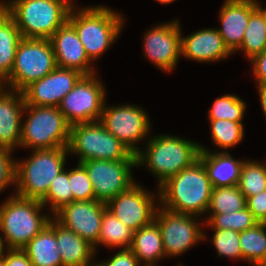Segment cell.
Instances as JSON below:
<instances>
[{"label": "cell", "instance_id": "cell-44", "mask_svg": "<svg viewBox=\"0 0 266 266\" xmlns=\"http://www.w3.org/2000/svg\"><path fill=\"white\" fill-rule=\"evenodd\" d=\"M2 238L3 237H1V235H0V260L4 256V254H5V251H6L5 249H7V248H5L6 245H5V243H4V241H3Z\"/></svg>", "mask_w": 266, "mask_h": 266}, {"label": "cell", "instance_id": "cell-21", "mask_svg": "<svg viewBox=\"0 0 266 266\" xmlns=\"http://www.w3.org/2000/svg\"><path fill=\"white\" fill-rule=\"evenodd\" d=\"M231 54L216 28L202 29L186 37L181 35V56L191 60L209 63Z\"/></svg>", "mask_w": 266, "mask_h": 266}, {"label": "cell", "instance_id": "cell-6", "mask_svg": "<svg viewBox=\"0 0 266 266\" xmlns=\"http://www.w3.org/2000/svg\"><path fill=\"white\" fill-rule=\"evenodd\" d=\"M39 200L12 194L0 206V231L7 249H23L52 218ZM42 213V215L40 214Z\"/></svg>", "mask_w": 266, "mask_h": 266}, {"label": "cell", "instance_id": "cell-25", "mask_svg": "<svg viewBox=\"0 0 266 266\" xmlns=\"http://www.w3.org/2000/svg\"><path fill=\"white\" fill-rule=\"evenodd\" d=\"M130 249L143 266H157L158 260L166 257L158 224L153 221L136 230Z\"/></svg>", "mask_w": 266, "mask_h": 266}, {"label": "cell", "instance_id": "cell-46", "mask_svg": "<svg viewBox=\"0 0 266 266\" xmlns=\"http://www.w3.org/2000/svg\"><path fill=\"white\" fill-rule=\"evenodd\" d=\"M6 88L5 80L0 77V93Z\"/></svg>", "mask_w": 266, "mask_h": 266}, {"label": "cell", "instance_id": "cell-9", "mask_svg": "<svg viewBox=\"0 0 266 266\" xmlns=\"http://www.w3.org/2000/svg\"><path fill=\"white\" fill-rule=\"evenodd\" d=\"M57 67L50 39L22 38L19 42L6 88L23 91Z\"/></svg>", "mask_w": 266, "mask_h": 266}, {"label": "cell", "instance_id": "cell-7", "mask_svg": "<svg viewBox=\"0 0 266 266\" xmlns=\"http://www.w3.org/2000/svg\"><path fill=\"white\" fill-rule=\"evenodd\" d=\"M20 147L34 150L68 147L71 125L58 107L26 105Z\"/></svg>", "mask_w": 266, "mask_h": 266}, {"label": "cell", "instance_id": "cell-41", "mask_svg": "<svg viewBox=\"0 0 266 266\" xmlns=\"http://www.w3.org/2000/svg\"><path fill=\"white\" fill-rule=\"evenodd\" d=\"M1 260L4 266H33L23 249H7Z\"/></svg>", "mask_w": 266, "mask_h": 266}, {"label": "cell", "instance_id": "cell-35", "mask_svg": "<svg viewBox=\"0 0 266 266\" xmlns=\"http://www.w3.org/2000/svg\"><path fill=\"white\" fill-rule=\"evenodd\" d=\"M44 206L50 204L52 216L63 206L73 202V193L70 190L69 170L58 174L49 186L47 195L40 201Z\"/></svg>", "mask_w": 266, "mask_h": 266}, {"label": "cell", "instance_id": "cell-2", "mask_svg": "<svg viewBox=\"0 0 266 266\" xmlns=\"http://www.w3.org/2000/svg\"><path fill=\"white\" fill-rule=\"evenodd\" d=\"M72 7L68 22L74 27L89 59L94 62L118 39L124 17L109 7Z\"/></svg>", "mask_w": 266, "mask_h": 266}, {"label": "cell", "instance_id": "cell-5", "mask_svg": "<svg viewBox=\"0 0 266 266\" xmlns=\"http://www.w3.org/2000/svg\"><path fill=\"white\" fill-rule=\"evenodd\" d=\"M68 147L32 150L27 160L15 161V195L41 201L53 179L64 170Z\"/></svg>", "mask_w": 266, "mask_h": 266}, {"label": "cell", "instance_id": "cell-14", "mask_svg": "<svg viewBox=\"0 0 266 266\" xmlns=\"http://www.w3.org/2000/svg\"><path fill=\"white\" fill-rule=\"evenodd\" d=\"M155 198L157 199L147 189L135 183L128 190L110 199L106 206L122 223L135 232L155 220L157 207H160L157 206Z\"/></svg>", "mask_w": 266, "mask_h": 266}, {"label": "cell", "instance_id": "cell-11", "mask_svg": "<svg viewBox=\"0 0 266 266\" xmlns=\"http://www.w3.org/2000/svg\"><path fill=\"white\" fill-rule=\"evenodd\" d=\"M196 217L199 216L174 213L158 207L154 221L160 228L166 257L183 254L198 242L206 240L207 236Z\"/></svg>", "mask_w": 266, "mask_h": 266}, {"label": "cell", "instance_id": "cell-30", "mask_svg": "<svg viewBox=\"0 0 266 266\" xmlns=\"http://www.w3.org/2000/svg\"><path fill=\"white\" fill-rule=\"evenodd\" d=\"M246 207V198L237 185L212 188L207 212L225 214L236 212Z\"/></svg>", "mask_w": 266, "mask_h": 266}, {"label": "cell", "instance_id": "cell-22", "mask_svg": "<svg viewBox=\"0 0 266 266\" xmlns=\"http://www.w3.org/2000/svg\"><path fill=\"white\" fill-rule=\"evenodd\" d=\"M199 148L198 159L203 163L213 188L238 185L245 160L233 159L226 151H209L201 144Z\"/></svg>", "mask_w": 266, "mask_h": 266}, {"label": "cell", "instance_id": "cell-10", "mask_svg": "<svg viewBox=\"0 0 266 266\" xmlns=\"http://www.w3.org/2000/svg\"><path fill=\"white\" fill-rule=\"evenodd\" d=\"M105 96V88L96 73L83 75L63 97L58 108L71 126L100 121L106 104Z\"/></svg>", "mask_w": 266, "mask_h": 266}, {"label": "cell", "instance_id": "cell-1", "mask_svg": "<svg viewBox=\"0 0 266 266\" xmlns=\"http://www.w3.org/2000/svg\"><path fill=\"white\" fill-rule=\"evenodd\" d=\"M212 184L198 159L167 179L158 190V205L174 213L202 216L207 213Z\"/></svg>", "mask_w": 266, "mask_h": 266}, {"label": "cell", "instance_id": "cell-34", "mask_svg": "<svg viewBox=\"0 0 266 266\" xmlns=\"http://www.w3.org/2000/svg\"><path fill=\"white\" fill-rule=\"evenodd\" d=\"M246 107L245 101L240 97L234 94L223 95L214 101L212 108L208 112V120L243 122Z\"/></svg>", "mask_w": 266, "mask_h": 266}, {"label": "cell", "instance_id": "cell-16", "mask_svg": "<svg viewBox=\"0 0 266 266\" xmlns=\"http://www.w3.org/2000/svg\"><path fill=\"white\" fill-rule=\"evenodd\" d=\"M181 27L178 20L152 27L144 34V54L162 71L171 72L181 56Z\"/></svg>", "mask_w": 266, "mask_h": 266}, {"label": "cell", "instance_id": "cell-12", "mask_svg": "<svg viewBox=\"0 0 266 266\" xmlns=\"http://www.w3.org/2000/svg\"><path fill=\"white\" fill-rule=\"evenodd\" d=\"M147 114L142 108L132 104L114 107L104 104L100 122L136 155L141 150L136 146L137 143L149 137L151 125Z\"/></svg>", "mask_w": 266, "mask_h": 266}, {"label": "cell", "instance_id": "cell-28", "mask_svg": "<svg viewBox=\"0 0 266 266\" xmlns=\"http://www.w3.org/2000/svg\"><path fill=\"white\" fill-rule=\"evenodd\" d=\"M244 55L251 60L254 56L266 50V29L263 18V8L258 3L257 8L250 14L241 46Z\"/></svg>", "mask_w": 266, "mask_h": 266}, {"label": "cell", "instance_id": "cell-13", "mask_svg": "<svg viewBox=\"0 0 266 266\" xmlns=\"http://www.w3.org/2000/svg\"><path fill=\"white\" fill-rule=\"evenodd\" d=\"M81 164L93 185L95 200L107 203L135 184L132 168L137 167V160H87Z\"/></svg>", "mask_w": 266, "mask_h": 266}, {"label": "cell", "instance_id": "cell-26", "mask_svg": "<svg viewBox=\"0 0 266 266\" xmlns=\"http://www.w3.org/2000/svg\"><path fill=\"white\" fill-rule=\"evenodd\" d=\"M21 39L22 35L15 20L6 12L0 18V77L4 80L12 71L16 49Z\"/></svg>", "mask_w": 266, "mask_h": 266}, {"label": "cell", "instance_id": "cell-24", "mask_svg": "<svg viewBox=\"0 0 266 266\" xmlns=\"http://www.w3.org/2000/svg\"><path fill=\"white\" fill-rule=\"evenodd\" d=\"M33 266H63L55 235V219L23 248Z\"/></svg>", "mask_w": 266, "mask_h": 266}, {"label": "cell", "instance_id": "cell-3", "mask_svg": "<svg viewBox=\"0 0 266 266\" xmlns=\"http://www.w3.org/2000/svg\"><path fill=\"white\" fill-rule=\"evenodd\" d=\"M146 148L136 154L137 167L145 165L158 179V187L171 176L198 160L199 144L192 140L160 134L148 140ZM148 166V167H147Z\"/></svg>", "mask_w": 266, "mask_h": 266}, {"label": "cell", "instance_id": "cell-29", "mask_svg": "<svg viewBox=\"0 0 266 266\" xmlns=\"http://www.w3.org/2000/svg\"><path fill=\"white\" fill-rule=\"evenodd\" d=\"M266 223L240 232V249L243 260L260 266L266 259Z\"/></svg>", "mask_w": 266, "mask_h": 266}, {"label": "cell", "instance_id": "cell-37", "mask_svg": "<svg viewBox=\"0 0 266 266\" xmlns=\"http://www.w3.org/2000/svg\"><path fill=\"white\" fill-rule=\"evenodd\" d=\"M69 183L73 193V201L95 200L93 185L81 163H78L76 168L69 170Z\"/></svg>", "mask_w": 266, "mask_h": 266}, {"label": "cell", "instance_id": "cell-15", "mask_svg": "<svg viewBox=\"0 0 266 266\" xmlns=\"http://www.w3.org/2000/svg\"><path fill=\"white\" fill-rule=\"evenodd\" d=\"M106 203L98 200L73 201L63 206L52 218L94 246L95 252Z\"/></svg>", "mask_w": 266, "mask_h": 266}, {"label": "cell", "instance_id": "cell-36", "mask_svg": "<svg viewBox=\"0 0 266 266\" xmlns=\"http://www.w3.org/2000/svg\"><path fill=\"white\" fill-rule=\"evenodd\" d=\"M214 235L212 243L214 244L218 256L229 257L234 259H243L240 249V232L230 229H212Z\"/></svg>", "mask_w": 266, "mask_h": 266}, {"label": "cell", "instance_id": "cell-38", "mask_svg": "<svg viewBox=\"0 0 266 266\" xmlns=\"http://www.w3.org/2000/svg\"><path fill=\"white\" fill-rule=\"evenodd\" d=\"M13 151L0 148V192L9 185H15V161Z\"/></svg>", "mask_w": 266, "mask_h": 266}, {"label": "cell", "instance_id": "cell-31", "mask_svg": "<svg viewBox=\"0 0 266 266\" xmlns=\"http://www.w3.org/2000/svg\"><path fill=\"white\" fill-rule=\"evenodd\" d=\"M237 186L246 199L266 190V162L245 160Z\"/></svg>", "mask_w": 266, "mask_h": 266}, {"label": "cell", "instance_id": "cell-32", "mask_svg": "<svg viewBox=\"0 0 266 266\" xmlns=\"http://www.w3.org/2000/svg\"><path fill=\"white\" fill-rule=\"evenodd\" d=\"M205 225L211 229H230L237 232H243L254 227L258 221L253 217V214L245 207L236 212L225 214H209Z\"/></svg>", "mask_w": 266, "mask_h": 266}, {"label": "cell", "instance_id": "cell-40", "mask_svg": "<svg viewBox=\"0 0 266 266\" xmlns=\"http://www.w3.org/2000/svg\"><path fill=\"white\" fill-rule=\"evenodd\" d=\"M246 207L258 223H266V190L248 197L246 199Z\"/></svg>", "mask_w": 266, "mask_h": 266}, {"label": "cell", "instance_id": "cell-49", "mask_svg": "<svg viewBox=\"0 0 266 266\" xmlns=\"http://www.w3.org/2000/svg\"><path fill=\"white\" fill-rule=\"evenodd\" d=\"M260 266H266V259Z\"/></svg>", "mask_w": 266, "mask_h": 266}, {"label": "cell", "instance_id": "cell-23", "mask_svg": "<svg viewBox=\"0 0 266 266\" xmlns=\"http://www.w3.org/2000/svg\"><path fill=\"white\" fill-rule=\"evenodd\" d=\"M55 235L63 266H93L94 246L55 220Z\"/></svg>", "mask_w": 266, "mask_h": 266}, {"label": "cell", "instance_id": "cell-48", "mask_svg": "<svg viewBox=\"0 0 266 266\" xmlns=\"http://www.w3.org/2000/svg\"><path fill=\"white\" fill-rule=\"evenodd\" d=\"M263 18H264V25L266 29V9H263Z\"/></svg>", "mask_w": 266, "mask_h": 266}, {"label": "cell", "instance_id": "cell-43", "mask_svg": "<svg viewBox=\"0 0 266 266\" xmlns=\"http://www.w3.org/2000/svg\"><path fill=\"white\" fill-rule=\"evenodd\" d=\"M257 89L259 92V98H260V103L262 106V110L264 112L265 118H266V85H257Z\"/></svg>", "mask_w": 266, "mask_h": 266}, {"label": "cell", "instance_id": "cell-50", "mask_svg": "<svg viewBox=\"0 0 266 266\" xmlns=\"http://www.w3.org/2000/svg\"><path fill=\"white\" fill-rule=\"evenodd\" d=\"M0 266H4V265H3V261H2V260H0Z\"/></svg>", "mask_w": 266, "mask_h": 266}, {"label": "cell", "instance_id": "cell-4", "mask_svg": "<svg viewBox=\"0 0 266 266\" xmlns=\"http://www.w3.org/2000/svg\"><path fill=\"white\" fill-rule=\"evenodd\" d=\"M71 0H9L7 13L22 38L50 39L68 21Z\"/></svg>", "mask_w": 266, "mask_h": 266}, {"label": "cell", "instance_id": "cell-17", "mask_svg": "<svg viewBox=\"0 0 266 266\" xmlns=\"http://www.w3.org/2000/svg\"><path fill=\"white\" fill-rule=\"evenodd\" d=\"M82 76L79 71L57 66L23 90L25 104L58 107Z\"/></svg>", "mask_w": 266, "mask_h": 266}, {"label": "cell", "instance_id": "cell-27", "mask_svg": "<svg viewBox=\"0 0 266 266\" xmlns=\"http://www.w3.org/2000/svg\"><path fill=\"white\" fill-rule=\"evenodd\" d=\"M133 235L134 231L122 223L111 211L108 209L104 211L98 245L130 248Z\"/></svg>", "mask_w": 266, "mask_h": 266}, {"label": "cell", "instance_id": "cell-8", "mask_svg": "<svg viewBox=\"0 0 266 266\" xmlns=\"http://www.w3.org/2000/svg\"><path fill=\"white\" fill-rule=\"evenodd\" d=\"M68 149L69 153L79 156L78 163L87 160H137L136 155L100 121L72 125Z\"/></svg>", "mask_w": 266, "mask_h": 266}, {"label": "cell", "instance_id": "cell-45", "mask_svg": "<svg viewBox=\"0 0 266 266\" xmlns=\"http://www.w3.org/2000/svg\"><path fill=\"white\" fill-rule=\"evenodd\" d=\"M7 12V2H0V18Z\"/></svg>", "mask_w": 266, "mask_h": 266}, {"label": "cell", "instance_id": "cell-42", "mask_svg": "<svg viewBox=\"0 0 266 266\" xmlns=\"http://www.w3.org/2000/svg\"><path fill=\"white\" fill-rule=\"evenodd\" d=\"M249 61L252 62V74L256 78V85H266V50Z\"/></svg>", "mask_w": 266, "mask_h": 266}, {"label": "cell", "instance_id": "cell-20", "mask_svg": "<svg viewBox=\"0 0 266 266\" xmlns=\"http://www.w3.org/2000/svg\"><path fill=\"white\" fill-rule=\"evenodd\" d=\"M25 106L23 91L5 88L0 93V148L13 151L20 147Z\"/></svg>", "mask_w": 266, "mask_h": 266}, {"label": "cell", "instance_id": "cell-39", "mask_svg": "<svg viewBox=\"0 0 266 266\" xmlns=\"http://www.w3.org/2000/svg\"><path fill=\"white\" fill-rule=\"evenodd\" d=\"M95 266H140L139 260L130 248L119 250L112 258L107 261L94 263Z\"/></svg>", "mask_w": 266, "mask_h": 266}, {"label": "cell", "instance_id": "cell-33", "mask_svg": "<svg viewBox=\"0 0 266 266\" xmlns=\"http://www.w3.org/2000/svg\"><path fill=\"white\" fill-rule=\"evenodd\" d=\"M212 141L221 149H229L238 145L244 137L242 122L230 120H209Z\"/></svg>", "mask_w": 266, "mask_h": 266}, {"label": "cell", "instance_id": "cell-47", "mask_svg": "<svg viewBox=\"0 0 266 266\" xmlns=\"http://www.w3.org/2000/svg\"><path fill=\"white\" fill-rule=\"evenodd\" d=\"M157 2H160L161 4H169V3H171V2H173V1H175V0H156Z\"/></svg>", "mask_w": 266, "mask_h": 266}, {"label": "cell", "instance_id": "cell-19", "mask_svg": "<svg viewBox=\"0 0 266 266\" xmlns=\"http://www.w3.org/2000/svg\"><path fill=\"white\" fill-rule=\"evenodd\" d=\"M257 0H226L220 9L217 28L225 45L232 53L241 46L250 14L257 8Z\"/></svg>", "mask_w": 266, "mask_h": 266}, {"label": "cell", "instance_id": "cell-18", "mask_svg": "<svg viewBox=\"0 0 266 266\" xmlns=\"http://www.w3.org/2000/svg\"><path fill=\"white\" fill-rule=\"evenodd\" d=\"M50 41L58 67L73 69L83 75L95 73L76 30L68 21L52 35Z\"/></svg>", "mask_w": 266, "mask_h": 266}]
</instances>
